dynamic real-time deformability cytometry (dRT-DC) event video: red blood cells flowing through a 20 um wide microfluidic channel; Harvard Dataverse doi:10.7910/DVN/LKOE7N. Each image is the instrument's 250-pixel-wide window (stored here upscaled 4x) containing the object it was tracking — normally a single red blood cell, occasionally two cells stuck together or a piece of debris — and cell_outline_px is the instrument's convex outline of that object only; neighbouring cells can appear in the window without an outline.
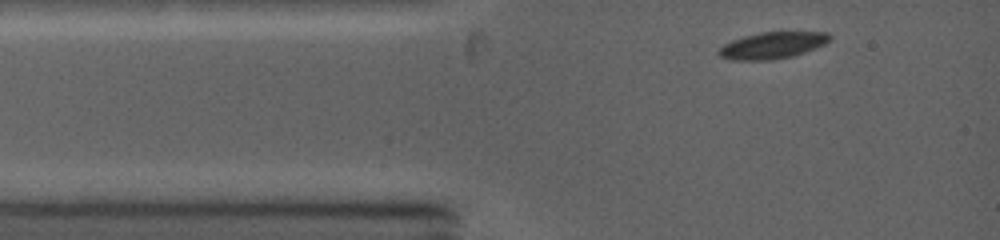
{"species": "common noctule bat (a hibernating species)", "species_latin": "Nyctalus noctula", "temperature_condition": "warm", "stored_images_in_passage": 2, "camera_frame_rate_fps": 5000, "um_per_image_px": 0.085, "animal": {"sex": "female", "body_mass_g": 19.0, "forearm_length_mm": 53.3}, "frame": {"image": 1, "passage_image": 1, "time_ms": 0.0, "image_size_px": [1000, 240], "cell_outline_px": [[832, 36], [824, 44], [816, 48], [792, 56], [772, 60], [732, 60], [720, 56], [716, 52], [724, 44], [732, 40], [744, 36], [760, 32], [828, 32]], "centroid_in_image_um": [65.64, 3.85], "position_along_channel_um": 19.4, "area_um2": 17.17}}